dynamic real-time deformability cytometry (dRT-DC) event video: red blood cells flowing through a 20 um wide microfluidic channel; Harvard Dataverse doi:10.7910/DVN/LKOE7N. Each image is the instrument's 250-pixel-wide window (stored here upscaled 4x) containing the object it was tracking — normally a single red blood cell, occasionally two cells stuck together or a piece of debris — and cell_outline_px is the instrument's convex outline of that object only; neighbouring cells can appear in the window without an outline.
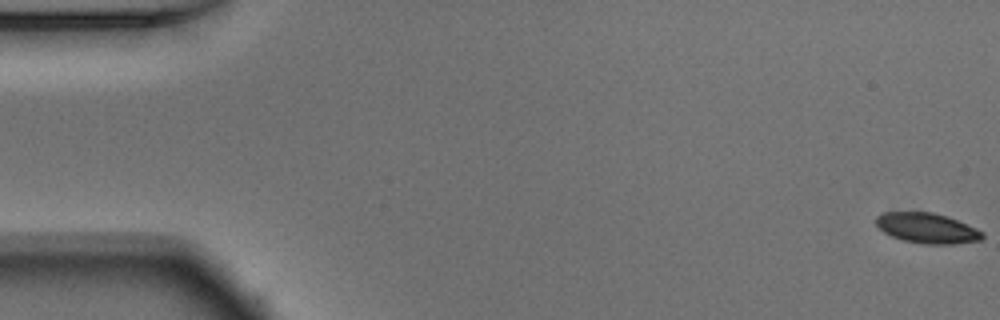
{"species": "Egyptian fruit bat (a non-hibernating species)", "species_latin": "Rousettus aegyptiacus", "temperature_condition": "warm", "stored_images_in_passage": 52, "camera_frame_rate_fps": 3000, "um_per_image_px": 0.085, "animal": {"sex": "male"}, "frame": {"image": 1, "passage_image": 1, "time_ms": 0.0, "image_size_px": [1000, 320], "cell_outline_px": [[984, 236], [980, 240], [952, 244], [920, 244], [904, 240], [892, 236], [884, 232], [876, 224], [876, 216], [884, 212], [932, 212], [948, 216], [976, 228], [984, 232]], "centroid_in_image_um": [78.81, 19.39], "position_along_channel_um": 6.2, "area_um2": 18.73}}
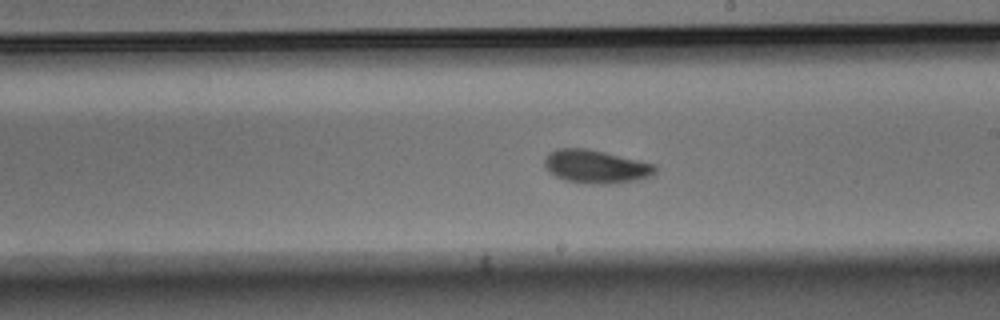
{"frame": {"image": 2, "passage_image": 30, "time_ms": 9.667, "image_size_px": [1000, 320], "cell_outline_px": [[656, 172], [652, 176], [636, 180], [608, 184], [588, 184], [564, 180], [556, 176], [544, 164], [544, 160], [548, 152], [556, 148], [588, 148], [656, 164]], "centroid_in_image_um": [50.67, 14.15], "position_along_channel_um": 238.3, "area_um2": 21.56}}
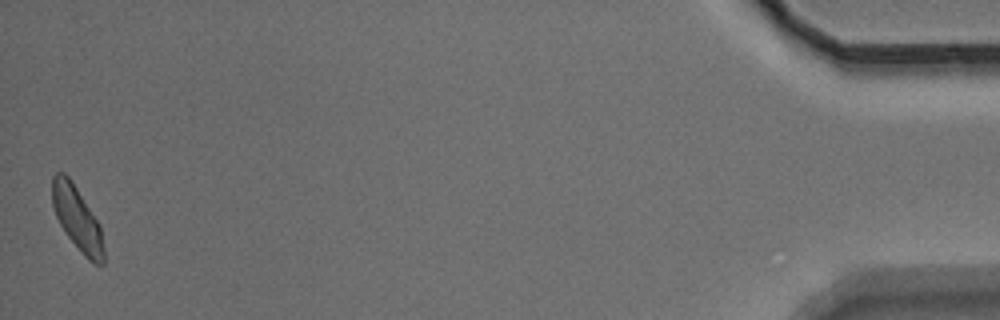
{"frame": {"image": 3, "passage_image": 52, "time_ms": 17.0, "image_size_px": [1000, 320], "cell_outline_px": [[104, 264], [96, 264], [88, 260], [84, 256], [68, 236], [60, 224], [56, 216], [52, 204], [52, 176], [56, 172], [64, 172], [72, 180], [100, 224], [104, 248]], "centroid_in_image_um": [6.56, 18.55], "position_along_channel_um": 428.6, "area_um2": 19.19}, "authors_computed_cell_mechanics": {"area_um2": 20.1144, "velocity_mm_per_s": 3.8877, "shape_relaxation_time_tau1_ms": 2.2414, "shape_relaxation_time_tau2_ms": 3.8732, "deformation_change_tau1": 0.0893, "deformation_change_tau2": 0.0804}}